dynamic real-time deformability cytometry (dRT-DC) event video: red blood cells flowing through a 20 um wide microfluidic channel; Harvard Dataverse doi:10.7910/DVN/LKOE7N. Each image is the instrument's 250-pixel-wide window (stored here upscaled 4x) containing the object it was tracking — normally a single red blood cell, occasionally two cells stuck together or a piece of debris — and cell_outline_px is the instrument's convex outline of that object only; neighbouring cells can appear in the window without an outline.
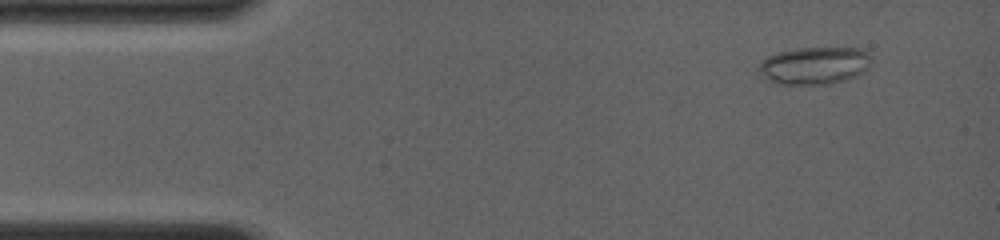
{"species": "common noctule bat (a hibernating species)", "species_latin": "Nyctalus noctula", "temperature_condition": "room temperature", "stored_images_in_passage": 6, "camera_frame_rate_fps": 4000, "um_per_image_px": 0.085, "animal": {"sex": "female", "body_mass_g": 19.0, "forearm_length_mm": 56.7}, "frame": {"image": 1, "passage_image": 2, "time_ms": 0.75, "image_size_px": [1000, 240], "cell_outline_px": [[872, 56], [868, 68], [852, 76], [828, 84], [776, 84], [756, 76], [756, 68], [768, 56], [776, 52], [796, 48], [860, 48], [868, 52]], "centroid_in_image_um": [69.12, 5.57], "position_along_channel_um": 15.9, "area_um2": 24.74}}